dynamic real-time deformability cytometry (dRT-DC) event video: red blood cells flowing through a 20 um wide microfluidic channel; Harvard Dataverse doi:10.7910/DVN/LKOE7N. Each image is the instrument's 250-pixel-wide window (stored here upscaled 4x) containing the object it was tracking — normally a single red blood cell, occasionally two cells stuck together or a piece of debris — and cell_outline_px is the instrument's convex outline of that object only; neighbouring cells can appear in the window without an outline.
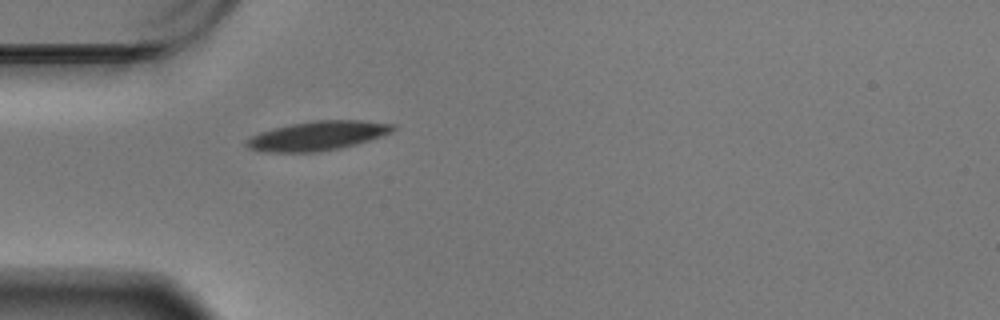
{"species": "Egyptian fruit bat (a non-hibernating species)", "species_latin": "Rousettus aegyptiacus", "temperature_condition": "warm", "stored_images_in_passage": 36, "camera_frame_rate_fps": 3000, "um_per_image_px": 0.085, "animal": {"sex": "male"}, "frame": {"image": 1, "passage_image": 1, "time_ms": 0.0, "image_size_px": [1000, 320], "cell_outline_px": [[396, 128], [392, 132], [356, 144], [340, 148], [320, 152], [264, 152], [248, 148], [244, 144], [244, 140], [260, 132], [272, 128], [312, 120], [360, 120], [396, 124]], "centroid_in_image_um": [26.97, 11.54], "position_along_channel_um": 58.0, "area_um2": 25.09}}
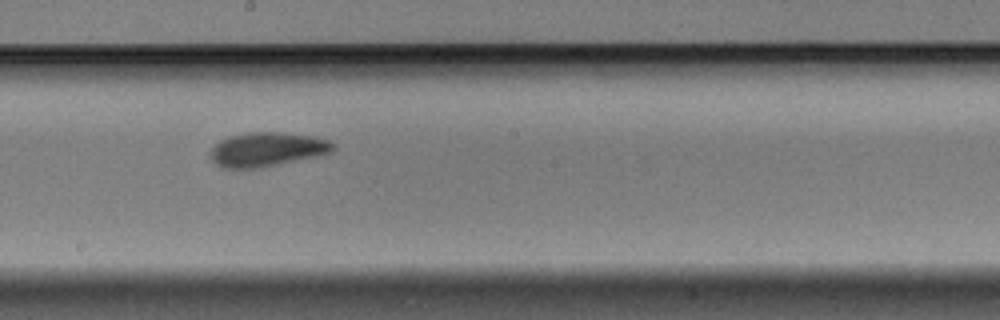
{"frame": {"image": 2, "passage_image": 16, "time_ms": 5.0, "image_size_px": [1000, 320], "cell_outline_px": [[336, 148], [332, 152], [316, 156], [256, 168], [220, 168], [212, 160], [208, 152], [220, 140], [228, 136], [248, 132], [280, 132], [316, 136], [328, 140], [336, 144]], "centroid_in_image_um": [22.69, 12.68], "position_along_channel_um": 225.5, "area_um2": 24.51}}
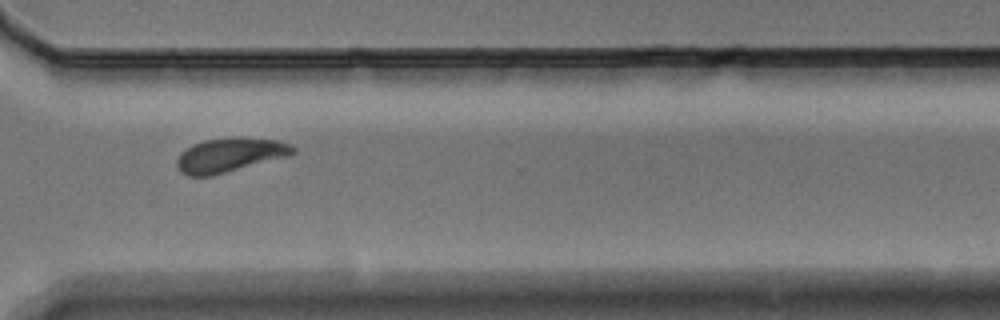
{"frame": {"image": 3, "passage_image": 27, "time_ms": 8.667, "image_size_px": [1000, 320], "cell_outline_px": [[296, 152], [288, 156], [212, 176], [188, 176], [180, 172], [176, 164], [176, 160], [180, 152], [192, 144], [204, 140], [276, 140], [288, 144], [296, 148]], "centroid_in_image_um": [19.46, 13.23], "position_along_channel_um": 351.1, "area_um2": 22.25}, "authors_computed_cell_mechanics": {"area_um2": 24.3916, "velocity_mm_per_s": 3.4377, "shape_relaxation_time_tau1_ms": 2.5136, "shape_relaxation_time_tau2_ms": 4.5422, "deformation_change_tau1": 0.1136, "deformation_change_tau2": 0.091}}